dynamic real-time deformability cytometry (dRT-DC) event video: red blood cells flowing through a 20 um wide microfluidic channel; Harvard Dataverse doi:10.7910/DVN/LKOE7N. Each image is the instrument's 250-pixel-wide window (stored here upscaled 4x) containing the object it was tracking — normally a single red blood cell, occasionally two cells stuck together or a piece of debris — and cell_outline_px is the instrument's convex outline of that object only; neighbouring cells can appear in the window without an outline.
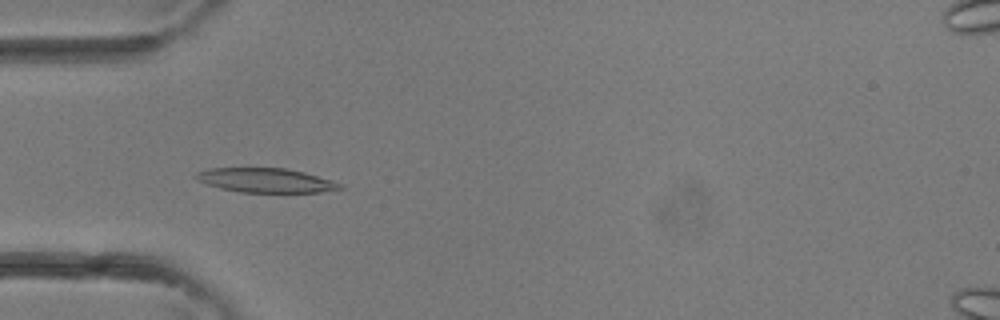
{"species": "common noctule bat (a hibernating species)", "species_latin": "Nyctalus noctula", "temperature_condition": "room temperature", "stored_images_in_passage": 4, "camera_frame_rate_fps": 3000, "um_per_image_px": 0.085, "animal": {"sex": "female"}, "frame": {"image": 1, "passage_image": 4, "time_ms": 1.0, "image_size_px": [1000, 320], "cell_outline_px": [[344, 188], [320, 192], [240, 192], [220, 188], [196, 180], [192, 176], [196, 172], [208, 168], [284, 168], [304, 172], [332, 180], [344, 184]], "centroid_in_image_um": [22.57, 15.32], "position_along_channel_um": 62.4, "area_um2": 20.46}}